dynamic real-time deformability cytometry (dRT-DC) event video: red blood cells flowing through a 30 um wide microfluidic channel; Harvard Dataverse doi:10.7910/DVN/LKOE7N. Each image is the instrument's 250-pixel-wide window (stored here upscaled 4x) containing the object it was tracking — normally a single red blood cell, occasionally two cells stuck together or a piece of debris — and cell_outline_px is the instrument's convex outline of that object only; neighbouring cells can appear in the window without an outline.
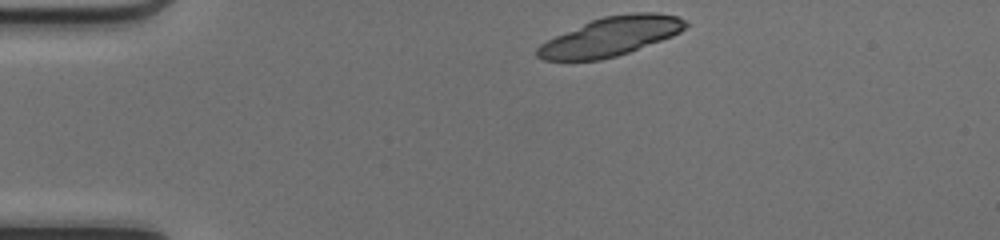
{"species": "common noctule bat (a hibernating species)", "species_latin": "Nyctalus noctula", "temperature_condition": "cold", "stored_images_in_passage": 40, "camera_frame_rate_fps": 3000, "um_per_image_px": 0.085, "animal": {"sex": "female", "body_mass_g": 17.0, "forearm_length_mm": 48.0}, "frame": {"image": 1, "passage_image": 1, "time_ms": 0.0, "image_size_px": [1000, 240], "cell_outline_px": [[688, 24], [680, 32], [672, 36], [628, 52], [616, 56], [600, 60], [544, 60], [536, 56], [536, 48], [540, 44], [556, 36], [592, 20], [604, 16], [632, 12], [656, 12], [676, 16], [688, 20]], "centroid_in_image_um": [51.94, 3.09], "position_along_channel_um": 33.1, "area_um2": 33.29}, "authors_computed_cell_mechanics": {"area_um2": 27.0793, "velocity_mm_per_s": 4.1393, "shape_relaxation_time_tau1_ms": 1.2272, "shape_relaxation_time_tau2_ms": 0.8147, "deformation_change_tau1": 0.2627, "deformation_change_tau2": 0.0747}}